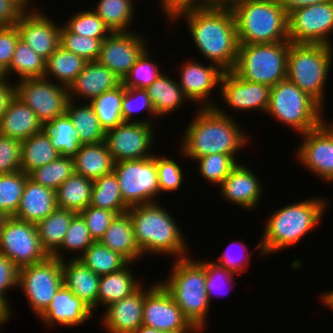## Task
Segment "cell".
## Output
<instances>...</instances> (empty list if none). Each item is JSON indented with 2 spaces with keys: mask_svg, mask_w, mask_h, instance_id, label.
Returning <instances> with one entry per match:
<instances>
[{
  "mask_svg": "<svg viewBox=\"0 0 333 333\" xmlns=\"http://www.w3.org/2000/svg\"><path fill=\"white\" fill-rule=\"evenodd\" d=\"M186 19L198 51L224 72L232 71L238 58L239 41L230 6L209 4L181 13L174 21Z\"/></svg>",
  "mask_w": 333,
  "mask_h": 333,
  "instance_id": "1",
  "label": "cell"
},
{
  "mask_svg": "<svg viewBox=\"0 0 333 333\" xmlns=\"http://www.w3.org/2000/svg\"><path fill=\"white\" fill-rule=\"evenodd\" d=\"M218 106L197 110L182 134L179 144L182 145L179 148L182 156L195 161L202 156L220 153L236 159L237 152L244 149L249 140L248 134Z\"/></svg>",
  "mask_w": 333,
  "mask_h": 333,
  "instance_id": "2",
  "label": "cell"
},
{
  "mask_svg": "<svg viewBox=\"0 0 333 333\" xmlns=\"http://www.w3.org/2000/svg\"><path fill=\"white\" fill-rule=\"evenodd\" d=\"M310 198L275 210L265 223L263 237L257 245L260 255H271L294 246L317 228L327 208V199ZM317 226V227H316Z\"/></svg>",
  "mask_w": 333,
  "mask_h": 333,
  "instance_id": "3",
  "label": "cell"
},
{
  "mask_svg": "<svg viewBox=\"0 0 333 333\" xmlns=\"http://www.w3.org/2000/svg\"><path fill=\"white\" fill-rule=\"evenodd\" d=\"M134 236L142 255L188 256L189 249L178 223L158 202L129 207Z\"/></svg>",
  "mask_w": 333,
  "mask_h": 333,
  "instance_id": "4",
  "label": "cell"
},
{
  "mask_svg": "<svg viewBox=\"0 0 333 333\" xmlns=\"http://www.w3.org/2000/svg\"><path fill=\"white\" fill-rule=\"evenodd\" d=\"M190 258L175 259L168 280L160 283L171 294L185 318L201 333L208 323L211 304L205 287V268L198 260Z\"/></svg>",
  "mask_w": 333,
  "mask_h": 333,
  "instance_id": "5",
  "label": "cell"
},
{
  "mask_svg": "<svg viewBox=\"0 0 333 333\" xmlns=\"http://www.w3.org/2000/svg\"><path fill=\"white\" fill-rule=\"evenodd\" d=\"M230 7L239 44L289 41L288 14L278 0H239Z\"/></svg>",
  "mask_w": 333,
  "mask_h": 333,
  "instance_id": "6",
  "label": "cell"
},
{
  "mask_svg": "<svg viewBox=\"0 0 333 333\" xmlns=\"http://www.w3.org/2000/svg\"><path fill=\"white\" fill-rule=\"evenodd\" d=\"M333 48L324 44H290L287 79L308 93L323 108ZM329 73V74H328Z\"/></svg>",
  "mask_w": 333,
  "mask_h": 333,
  "instance_id": "7",
  "label": "cell"
},
{
  "mask_svg": "<svg viewBox=\"0 0 333 333\" xmlns=\"http://www.w3.org/2000/svg\"><path fill=\"white\" fill-rule=\"evenodd\" d=\"M266 114L299 135L314 130L325 121L324 108L288 79L272 86Z\"/></svg>",
  "mask_w": 333,
  "mask_h": 333,
  "instance_id": "8",
  "label": "cell"
},
{
  "mask_svg": "<svg viewBox=\"0 0 333 333\" xmlns=\"http://www.w3.org/2000/svg\"><path fill=\"white\" fill-rule=\"evenodd\" d=\"M290 41L239 44L233 71L244 80L275 86L287 79Z\"/></svg>",
  "mask_w": 333,
  "mask_h": 333,
  "instance_id": "9",
  "label": "cell"
},
{
  "mask_svg": "<svg viewBox=\"0 0 333 333\" xmlns=\"http://www.w3.org/2000/svg\"><path fill=\"white\" fill-rule=\"evenodd\" d=\"M63 286L62 261L48 256L45 260L19 268L18 287L39 317Z\"/></svg>",
  "mask_w": 333,
  "mask_h": 333,
  "instance_id": "10",
  "label": "cell"
},
{
  "mask_svg": "<svg viewBox=\"0 0 333 333\" xmlns=\"http://www.w3.org/2000/svg\"><path fill=\"white\" fill-rule=\"evenodd\" d=\"M113 173L118 180L124 203L128 207L154 203L160 193L155 154L140 160L114 163Z\"/></svg>",
  "mask_w": 333,
  "mask_h": 333,
  "instance_id": "11",
  "label": "cell"
},
{
  "mask_svg": "<svg viewBox=\"0 0 333 333\" xmlns=\"http://www.w3.org/2000/svg\"><path fill=\"white\" fill-rule=\"evenodd\" d=\"M15 96L33 110L43 127L65 114L69 101L67 87L45 78L16 81Z\"/></svg>",
  "mask_w": 333,
  "mask_h": 333,
  "instance_id": "12",
  "label": "cell"
},
{
  "mask_svg": "<svg viewBox=\"0 0 333 333\" xmlns=\"http://www.w3.org/2000/svg\"><path fill=\"white\" fill-rule=\"evenodd\" d=\"M333 0L304 6L288 14V37L295 44L333 46Z\"/></svg>",
  "mask_w": 333,
  "mask_h": 333,
  "instance_id": "13",
  "label": "cell"
},
{
  "mask_svg": "<svg viewBox=\"0 0 333 333\" xmlns=\"http://www.w3.org/2000/svg\"><path fill=\"white\" fill-rule=\"evenodd\" d=\"M148 287L144 286L143 325L167 333L198 332L185 318L160 280Z\"/></svg>",
  "mask_w": 333,
  "mask_h": 333,
  "instance_id": "14",
  "label": "cell"
},
{
  "mask_svg": "<svg viewBox=\"0 0 333 333\" xmlns=\"http://www.w3.org/2000/svg\"><path fill=\"white\" fill-rule=\"evenodd\" d=\"M0 253L18 268L45 260L36 224L8 217L0 232Z\"/></svg>",
  "mask_w": 333,
  "mask_h": 333,
  "instance_id": "15",
  "label": "cell"
},
{
  "mask_svg": "<svg viewBox=\"0 0 333 333\" xmlns=\"http://www.w3.org/2000/svg\"><path fill=\"white\" fill-rule=\"evenodd\" d=\"M154 128L144 122H123L108 130L105 143L114 163L153 157Z\"/></svg>",
  "mask_w": 333,
  "mask_h": 333,
  "instance_id": "16",
  "label": "cell"
},
{
  "mask_svg": "<svg viewBox=\"0 0 333 333\" xmlns=\"http://www.w3.org/2000/svg\"><path fill=\"white\" fill-rule=\"evenodd\" d=\"M325 120L319 127L300 134L296 158L321 180L333 183V126Z\"/></svg>",
  "mask_w": 333,
  "mask_h": 333,
  "instance_id": "17",
  "label": "cell"
},
{
  "mask_svg": "<svg viewBox=\"0 0 333 333\" xmlns=\"http://www.w3.org/2000/svg\"><path fill=\"white\" fill-rule=\"evenodd\" d=\"M145 39L142 34L135 31L111 32L102 41L96 61L111 70L122 81L147 49L148 41Z\"/></svg>",
  "mask_w": 333,
  "mask_h": 333,
  "instance_id": "18",
  "label": "cell"
},
{
  "mask_svg": "<svg viewBox=\"0 0 333 333\" xmlns=\"http://www.w3.org/2000/svg\"><path fill=\"white\" fill-rule=\"evenodd\" d=\"M220 93L231 110L261 111L266 113L269 105L271 86L240 78L233 70L224 72L220 80Z\"/></svg>",
  "mask_w": 333,
  "mask_h": 333,
  "instance_id": "19",
  "label": "cell"
},
{
  "mask_svg": "<svg viewBox=\"0 0 333 333\" xmlns=\"http://www.w3.org/2000/svg\"><path fill=\"white\" fill-rule=\"evenodd\" d=\"M54 22L36 9L25 11L16 23L20 39L45 60L60 46L62 25Z\"/></svg>",
  "mask_w": 333,
  "mask_h": 333,
  "instance_id": "20",
  "label": "cell"
},
{
  "mask_svg": "<svg viewBox=\"0 0 333 333\" xmlns=\"http://www.w3.org/2000/svg\"><path fill=\"white\" fill-rule=\"evenodd\" d=\"M180 71V78L177 81L188 100L196 101L200 108H215L218 105L208 98H211L213 88L220 85L223 70L215 64L203 65L190 59V61L186 60Z\"/></svg>",
  "mask_w": 333,
  "mask_h": 333,
  "instance_id": "21",
  "label": "cell"
},
{
  "mask_svg": "<svg viewBox=\"0 0 333 333\" xmlns=\"http://www.w3.org/2000/svg\"><path fill=\"white\" fill-rule=\"evenodd\" d=\"M259 180L255 172L238 163L219 185L220 196L235 206L253 210L258 207L263 192Z\"/></svg>",
  "mask_w": 333,
  "mask_h": 333,
  "instance_id": "22",
  "label": "cell"
},
{
  "mask_svg": "<svg viewBox=\"0 0 333 333\" xmlns=\"http://www.w3.org/2000/svg\"><path fill=\"white\" fill-rule=\"evenodd\" d=\"M93 310L64 285L54 295L50 305L38 317L42 324L52 327L78 326L91 319Z\"/></svg>",
  "mask_w": 333,
  "mask_h": 333,
  "instance_id": "23",
  "label": "cell"
},
{
  "mask_svg": "<svg viewBox=\"0 0 333 333\" xmlns=\"http://www.w3.org/2000/svg\"><path fill=\"white\" fill-rule=\"evenodd\" d=\"M144 285L133 294L109 304L102 315L108 333H133L143 325Z\"/></svg>",
  "mask_w": 333,
  "mask_h": 333,
  "instance_id": "24",
  "label": "cell"
},
{
  "mask_svg": "<svg viewBox=\"0 0 333 333\" xmlns=\"http://www.w3.org/2000/svg\"><path fill=\"white\" fill-rule=\"evenodd\" d=\"M121 80L107 67L97 61L86 62L83 70L68 87L69 100L82 98L84 103L91 102L102 93L115 89Z\"/></svg>",
  "mask_w": 333,
  "mask_h": 333,
  "instance_id": "25",
  "label": "cell"
},
{
  "mask_svg": "<svg viewBox=\"0 0 333 333\" xmlns=\"http://www.w3.org/2000/svg\"><path fill=\"white\" fill-rule=\"evenodd\" d=\"M56 208L55 191L35 183L28 177L19 207L13 217L21 221L37 224L49 216Z\"/></svg>",
  "mask_w": 333,
  "mask_h": 333,
  "instance_id": "26",
  "label": "cell"
},
{
  "mask_svg": "<svg viewBox=\"0 0 333 333\" xmlns=\"http://www.w3.org/2000/svg\"><path fill=\"white\" fill-rule=\"evenodd\" d=\"M66 260H62L63 285L96 313L101 276L88 269L78 258Z\"/></svg>",
  "mask_w": 333,
  "mask_h": 333,
  "instance_id": "27",
  "label": "cell"
},
{
  "mask_svg": "<svg viewBox=\"0 0 333 333\" xmlns=\"http://www.w3.org/2000/svg\"><path fill=\"white\" fill-rule=\"evenodd\" d=\"M44 129L33 110L17 96L10 101L0 119V135L19 141L28 139Z\"/></svg>",
  "mask_w": 333,
  "mask_h": 333,
  "instance_id": "28",
  "label": "cell"
},
{
  "mask_svg": "<svg viewBox=\"0 0 333 333\" xmlns=\"http://www.w3.org/2000/svg\"><path fill=\"white\" fill-rule=\"evenodd\" d=\"M114 252L121 254L130 263L143 257L137 246L132 222L128 212L118 214L99 241ZM137 260V261H136Z\"/></svg>",
  "mask_w": 333,
  "mask_h": 333,
  "instance_id": "29",
  "label": "cell"
},
{
  "mask_svg": "<svg viewBox=\"0 0 333 333\" xmlns=\"http://www.w3.org/2000/svg\"><path fill=\"white\" fill-rule=\"evenodd\" d=\"M73 160L75 173L93 181L113 172L114 161L105 141L80 145Z\"/></svg>",
  "mask_w": 333,
  "mask_h": 333,
  "instance_id": "30",
  "label": "cell"
},
{
  "mask_svg": "<svg viewBox=\"0 0 333 333\" xmlns=\"http://www.w3.org/2000/svg\"><path fill=\"white\" fill-rule=\"evenodd\" d=\"M129 263L123 269L102 275L99 281L97 308L99 305L106 307L137 291L143 284L135 278L134 272L129 268Z\"/></svg>",
  "mask_w": 333,
  "mask_h": 333,
  "instance_id": "31",
  "label": "cell"
},
{
  "mask_svg": "<svg viewBox=\"0 0 333 333\" xmlns=\"http://www.w3.org/2000/svg\"><path fill=\"white\" fill-rule=\"evenodd\" d=\"M154 111L159 119L166 114L175 112L188 99L176 79L161 73L158 78L146 89ZM183 103V104H182Z\"/></svg>",
  "mask_w": 333,
  "mask_h": 333,
  "instance_id": "32",
  "label": "cell"
},
{
  "mask_svg": "<svg viewBox=\"0 0 333 333\" xmlns=\"http://www.w3.org/2000/svg\"><path fill=\"white\" fill-rule=\"evenodd\" d=\"M69 100L66 106V113L79 133V143L97 144L105 141L106 132L101 127L93 106L88 103H75ZM81 104V105H79Z\"/></svg>",
  "mask_w": 333,
  "mask_h": 333,
  "instance_id": "33",
  "label": "cell"
},
{
  "mask_svg": "<svg viewBox=\"0 0 333 333\" xmlns=\"http://www.w3.org/2000/svg\"><path fill=\"white\" fill-rule=\"evenodd\" d=\"M92 187L93 180L74 172L55 190L57 208L82 212L90 204Z\"/></svg>",
  "mask_w": 333,
  "mask_h": 333,
  "instance_id": "34",
  "label": "cell"
},
{
  "mask_svg": "<svg viewBox=\"0 0 333 333\" xmlns=\"http://www.w3.org/2000/svg\"><path fill=\"white\" fill-rule=\"evenodd\" d=\"M76 214L70 210L56 208L36 224L41 246L48 256H52L61 247L72 218Z\"/></svg>",
  "mask_w": 333,
  "mask_h": 333,
  "instance_id": "35",
  "label": "cell"
},
{
  "mask_svg": "<svg viewBox=\"0 0 333 333\" xmlns=\"http://www.w3.org/2000/svg\"><path fill=\"white\" fill-rule=\"evenodd\" d=\"M20 154L21 170L27 175L39 167L50 164L60 156L44 130L22 141Z\"/></svg>",
  "mask_w": 333,
  "mask_h": 333,
  "instance_id": "36",
  "label": "cell"
},
{
  "mask_svg": "<svg viewBox=\"0 0 333 333\" xmlns=\"http://www.w3.org/2000/svg\"><path fill=\"white\" fill-rule=\"evenodd\" d=\"M86 62L73 52L59 46L46 60L44 78L52 77L57 84L68 88L83 70Z\"/></svg>",
  "mask_w": 333,
  "mask_h": 333,
  "instance_id": "37",
  "label": "cell"
},
{
  "mask_svg": "<svg viewBox=\"0 0 333 333\" xmlns=\"http://www.w3.org/2000/svg\"><path fill=\"white\" fill-rule=\"evenodd\" d=\"M133 0H99L92 9L110 29L111 32H131L135 14Z\"/></svg>",
  "mask_w": 333,
  "mask_h": 333,
  "instance_id": "38",
  "label": "cell"
},
{
  "mask_svg": "<svg viewBox=\"0 0 333 333\" xmlns=\"http://www.w3.org/2000/svg\"><path fill=\"white\" fill-rule=\"evenodd\" d=\"M90 206L114 211L117 215L127 212L116 175L112 172L93 181Z\"/></svg>",
  "mask_w": 333,
  "mask_h": 333,
  "instance_id": "39",
  "label": "cell"
},
{
  "mask_svg": "<svg viewBox=\"0 0 333 333\" xmlns=\"http://www.w3.org/2000/svg\"><path fill=\"white\" fill-rule=\"evenodd\" d=\"M84 265L99 276L119 271L130 262L99 241L94 242L79 258Z\"/></svg>",
  "mask_w": 333,
  "mask_h": 333,
  "instance_id": "40",
  "label": "cell"
},
{
  "mask_svg": "<svg viewBox=\"0 0 333 333\" xmlns=\"http://www.w3.org/2000/svg\"><path fill=\"white\" fill-rule=\"evenodd\" d=\"M43 130L61 156L73 157L79 150V133L67 113L54 118Z\"/></svg>",
  "mask_w": 333,
  "mask_h": 333,
  "instance_id": "41",
  "label": "cell"
},
{
  "mask_svg": "<svg viewBox=\"0 0 333 333\" xmlns=\"http://www.w3.org/2000/svg\"><path fill=\"white\" fill-rule=\"evenodd\" d=\"M46 60L34 52L23 40L19 39L10 66L6 69L9 77L12 73L18 80L44 78Z\"/></svg>",
  "mask_w": 333,
  "mask_h": 333,
  "instance_id": "42",
  "label": "cell"
},
{
  "mask_svg": "<svg viewBox=\"0 0 333 333\" xmlns=\"http://www.w3.org/2000/svg\"><path fill=\"white\" fill-rule=\"evenodd\" d=\"M123 94L124 86L120 84L115 89L102 93L90 102L105 132L124 122L121 114Z\"/></svg>",
  "mask_w": 333,
  "mask_h": 333,
  "instance_id": "43",
  "label": "cell"
},
{
  "mask_svg": "<svg viewBox=\"0 0 333 333\" xmlns=\"http://www.w3.org/2000/svg\"><path fill=\"white\" fill-rule=\"evenodd\" d=\"M73 157L58 156L50 164L33 170L29 178L54 191L74 173Z\"/></svg>",
  "mask_w": 333,
  "mask_h": 333,
  "instance_id": "44",
  "label": "cell"
},
{
  "mask_svg": "<svg viewBox=\"0 0 333 333\" xmlns=\"http://www.w3.org/2000/svg\"><path fill=\"white\" fill-rule=\"evenodd\" d=\"M94 240L91 238L86 222L83 217L77 213L73 218L65 234L61 247L52 255L59 260H64V251L69 253L72 251L79 253V256L71 258H79L92 244ZM62 249V250H61ZM64 250V251H63Z\"/></svg>",
  "mask_w": 333,
  "mask_h": 333,
  "instance_id": "45",
  "label": "cell"
},
{
  "mask_svg": "<svg viewBox=\"0 0 333 333\" xmlns=\"http://www.w3.org/2000/svg\"><path fill=\"white\" fill-rule=\"evenodd\" d=\"M28 177L22 170L0 175V211L8 217L16 213Z\"/></svg>",
  "mask_w": 333,
  "mask_h": 333,
  "instance_id": "46",
  "label": "cell"
},
{
  "mask_svg": "<svg viewBox=\"0 0 333 333\" xmlns=\"http://www.w3.org/2000/svg\"><path fill=\"white\" fill-rule=\"evenodd\" d=\"M198 173L205 180L220 185L223 180L239 163L235 158L227 154H210L197 158Z\"/></svg>",
  "mask_w": 333,
  "mask_h": 333,
  "instance_id": "47",
  "label": "cell"
},
{
  "mask_svg": "<svg viewBox=\"0 0 333 333\" xmlns=\"http://www.w3.org/2000/svg\"><path fill=\"white\" fill-rule=\"evenodd\" d=\"M104 39L80 36L70 32L62 25L59 44L63 49L90 62L97 60Z\"/></svg>",
  "mask_w": 333,
  "mask_h": 333,
  "instance_id": "48",
  "label": "cell"
},
{
  "mask_svg": "<svg viewBox=\"0 0 333 333\" xmlns=\"http://www.w3.org/2000/svg\"><path fill=\"white\" fill-rule=\"evenodd\" d=\"M150 58L146 49L121 81L125 88L146 89L158 78L162 72L157 63Z\"/></svg>",
  "mask_w": 333,
  "mask_h": 333,
  "instance_id": "49",
  "label": "cell"
},
{
  "mask_svg": "<svg viewBox=\"0 0 333 333\" xmlns=\"http://www.w3.org/2000/svg\"><path fill=\"white\" fill-rule=\"evenodd\" d=\"M146 110L150 119H157L150 98L145 89L125 88L121 105V114L124 122H144L146 124H154L153 120L147 118H133L134 112ZM133 119V120H132ZM146 119V120H145Z\"/></svg>",
  "mask_w": 333,
  "mask_h": 333,
  "instance_id": "50",
  "label": "cell"
},
{
  "mask_svg": "<svg viewBox=\"0 0 333 333\" xmlns=\"http://www.w3.org/2000/svg\"><path fill=\"white\" fill-rule=\"evenodd\" d=\"M63 25L70 32L84 37L106 38L111 33L104 21L93 10L84 9L76 12Z\"/></svg>",
  "mask_w": 333,
  "mask_h": 333,
  "instance_id": "51",
  "label": "cell"
},
{
  "mask_svg": "<svg viewBox=\"0 0 333 333\" xmlns=\"http://www.w3.org/2000/svg\"><path fill=\"white\" fill-rule=\"evenodd\" d=\"M201 260V261H200ZM198 260L205 268V275H206V292L208 295L209 302L211 303V300L213 299V295H217L216 293H219L218 295L227 294L228 290L226 287H233L235 280L234 277H236V273L227 270L226 268L216 264L214 261L211 260ZM231 285V286H230ZM228 287V288H229ZM225 291V293H224Z\"/></svg>",
  "mask_w": 333,
  "mask_h": 333,
  "instance_id": "52",
  "label": "cell"
},
{
  "mask_svg": "<svg viewBox=\"0 0 333 333\" xmlns=\"http://www.w3.org/2000/svg\"><path fill=\"white\" fill-rule=\"evenodd\" d=\"M157 166L158 186L161 192H175L183 183V169L180 164L170 159V157L155 154Z\"/></svg>",
  "mask_w": 333,
  "mask_h": 333,
  "instance_id": "53",
  "label": "cell"
},
{
  "mask_svg": "<svg viewBox=\"0 0 333 333\" xmlns=\"http://www.w3.org/2000/svg\"><path fill=\"white\" fill-rule=\"evenodd\" d=\"M79 214L85 220L90 236L94 242L100 241L113 219L117 216L114 211L95 208L90 205Z\"/></svg>",
  "mask_w": 333,
  "mask_h": 333,
  "instance_id": "54",
  "label": "cell"
},
{
  "mask_svg": "<svg viewBox=\"0 0 333 333\" xmlns=\"http://www.w3.org/2000/svg\"><path fill=\"white\" fill-rule=\"evenodd\" d=\"M21 141L0 135V175L21 171Z\"/></svg>",
  "mask_w": 333,
  "mask_h": 333,
  "instance_id": "55",
  "label": "cell"
},
{
  "mask_svg": "<svg viewBox=\"0 0 333 333\" xmlns=\"http://www.w3.org/2000/svg\"><path fill=\"white\" fill-rule=\"evenodd\" d=\"M235 244H238L239 246L235 247ZM240 245L242 247H241V250H239V252H241V254L239 253L240 254L239 255V254H237V252H235V249L237 247H240ZM233 247H235L234 250H233ZM242 249H244V250H242ZM247 252H248V248L246 247V245L243 242L234 241L231 243V245H228V247L225 249L223 254L221 256H219V258L216 259V261H214V262L216 264L226 268L227 270L232 271V272L236 273L237 275H239L242 272H246V268H247V266H249V263H250L249 257L252 255L253 252H251L250 254Z\"/></svg>",
  "mask_w": 333,
  "mask_h": 333,
  "instance_id": "56",
  "label": "cell"
},
{
  "mask_svg": "<svg viewBox=\"0 0 333 333\" xmlns=\"http://www.w3.org/2000/svg\"><path fill=\"white\" fill-rule=\"evenodd\" d=\"M20 34L17 26L0 27V64L7 69L12 61L13 54Z\"/></svg>",
  "mask_w": 333,
  "mask_h": 333,
  "instance_id": "57",
  "label": "cell"
},
{
  "mask_svg": "<svg viewBox=\"0 0 333 333\" xmlns=\"http://www.w3.org/2000/svg\"><path fill=\"white\" fill-rule=\"evenodd\" d=\"M19 268L0 253V297L8 304L7 291L18 288Z\"/></svg>",
  "mask_w": 333,
  "mask_h": 333,
  "instance_id": "58",
  "label": "cell"
},
{
  "mask_svg": "<svg viewBox=\"0 0 333 333\" xmlns=\"http://www.w3.org/2000/svg\"><path fill=\"white\" fill-rule=\"evenodd\" d=\"M159 7L168 17L169 23H174V20L181 14L190 10L201 8L209 5V0H159ZM173 21V22H172Z\"/></svg>",
  "mask_w": 333,
  "mask_h": 333,
  "instance_id": "59",
  "label": "cell"
},
{
  "mask_svg": "<svg viewBox=\"0 0 333 333\" xmlns=\"http://www.w3.org/2000/svg\"><path fill=\"white\" fill-rule=\"evenodd\" d=\"M25 10L14 0H0V27L15 26Z\"/></svg>",
  "mask_w": 333,
  "mask_h": 333,
  "instance_id": "60",
  "label": "cell"
},
{
  "mask_svg": "<svg viewBox=\"0 0 333 333\" xmlns=\"http://www.w3.org/2000/svg\"><path fill=\"white\" fill-rule=\"evenodd\" d=\"M15 96V83L10 80L0 82V119Z\"/></svg>",
  "mask_w": 333,
  "mask_h": 333,
  "instance_id": "61",
  "label": "cell"
},
{
  "mask_svg": "<svg viewBox=\"0 0 333 333\" xmlns=\"http://www.w3.org/2000/svg\"><path fill=\"white\" fill-rule=\"evenodd\" d=\"M328 0H278L280 6L289 14L291 11L314 4L324 3Z\"/></svg>",
  "mask_w": 333,
  "mask_h": 333,
  "instance_id": "62",
  "label": "cell"
},
{
  "mask_svg": "<svg viewBox=\"0 0 333 333\" xmlns=\"http://www.w3.org/2000/svg\"><path fill=\"white\" fill-rule=\"evenodd\" d=\"M10 317H12V310L10 308V303L7 304L1 297H0V324H5L6 322L10 321Z\"/></svg>",
  "mask_w": 333,
  "mask_h": 333,
  "instance_id": "63",
  "label": "cell"
},
{
  "mask_svg": "<svg viewBox=\"0 0 333 333\" xmlns=\"http://www.w3.org/2000/svg\"><path fill=\"white\" fill-rule=\"evenodd\" d=\"M321 302H323L322 304H324V306H326V308L328 307V309L333 310V291H329L327 293L322 294L321 296Z\"/></svg>",
  "mask_w": 333,
  "mask_h": 333,
  "instance_id": "64",
  "label": "cell"
},
{
  "mask_svg": "<svg viewBox=\"0 0 333 333\" xmlns=\"http://www.w3.org/2000/svg\"><path fill=\"white\" fill-rule=\"evenodd\" d=\"M133 333H167V332L156 330L154 328L142 325Z\"/></svg>",
  "mask_w": 333,
  "mask_h": 333,
  "instance_id": "65",
  "label": "cell"
},
{
  "mask_svg": "<svg viewBox=\"0 0 333 333\" xmlns=\"http://www.w3.org/2000/svg\"><path fill=\"white\" fill-rule=\"evenodd\" d=\"M237 1L239 0H209V3L213 5L231 6Z\"/></svg>",
  "mask_w": 333,
  "mask_h": 333,
  "instance_id": "66",
  "label": "cell"
},
{
  "mask_svg": "<svg viewBox=\"0 0 333 333\" xmlns=\"http://www.w3.org/2000/svg\"><path fill=\"white\" fill-rule=\"evenodd\" d=\"M14 1H16L25 11H29V8H30V11L34 10V9L36 10V7L35 8H33V6L30 7V2L32 0H14Z\"/></svg>",
  "mask_w": 333,
  "mask_h": 333,
  "instance_id": "67",
  "label": "cell"
},
{
  "mask_svg": "<svg viewBox=\"0 0 333 333\" xmlns=\"http://www.w3.org/2000/svg\"><path fill=\"white\" fill-rule=\"evenodd\" d=\"M8 78L6 69L0 64V82L6 81Z\"/></svg>",
  "mask_w": 333,
  "mask_h": 333,
  "instance_id": "68",
  "label": "cell"
},
{
  "mask_svg": "<svg viewBox=\"0 0 333 333\" xmlns=\"http://www.w3.org/2000/svg\"><path fill=\"white\" fill-rule=\"evenodd\" d=\"M7 218H8V216L6 214H4L2 211H0V232H1L4 222L6 221Z\"/></svg>",
  "mask_w": 333,
  "mask_h": 333,
  "instance_id": "69",
  "label": "cell"
}]
</instances>
